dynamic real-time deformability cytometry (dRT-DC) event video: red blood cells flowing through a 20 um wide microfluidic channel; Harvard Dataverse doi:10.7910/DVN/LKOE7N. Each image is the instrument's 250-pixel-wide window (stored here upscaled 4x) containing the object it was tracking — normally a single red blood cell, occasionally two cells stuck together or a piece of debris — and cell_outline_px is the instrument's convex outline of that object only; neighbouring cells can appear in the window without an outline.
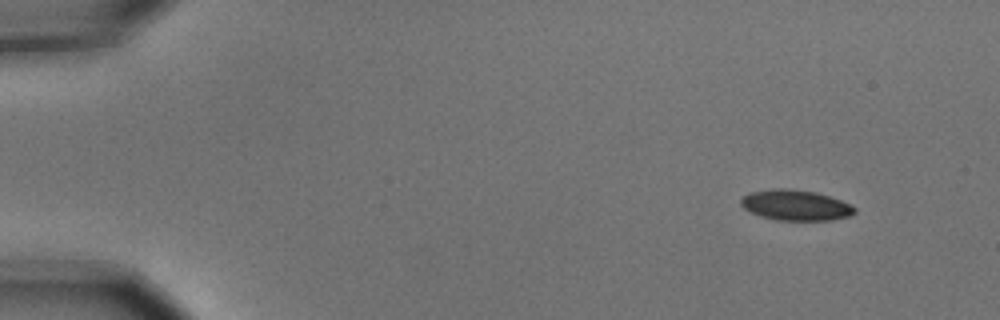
{"species": "common noctule bat (a hibernating species)", "species_latin": "Nyctalus noctula", "temperature_condition": "cold", "stored_images_in_passage": 6, "camera_frame_rate_fps": 3000, "um_per_image_px": 0.085, "animal": {"sex": "male", "body_mass_g": 15.6}, "frame": {"image": 1, "passage_image": 1, "time_ms": 0.0, "image_size_px": [1000, 320], "cell_outline_px": [[856, 212], [852, 216], [832, 220], [776, 220], [760, 216], [744, 208], [740, 204], [740, 200], [748, 192], [776, 188], [788, 188], [816, 192], [840, 200], [856, 208]], "centroid_in_image_um": [67.62, 17.44], "position_along_channel_um": 17.4, "area_um2": 20.29}}
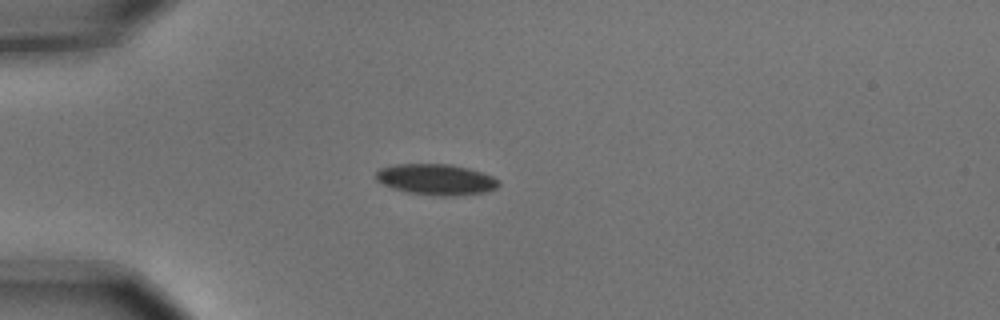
{"frame": {"image": 2, "passage_image": 4, "time_ms": 1.0, "image_size_px": [1000, 320], "cell_outline_px": [[500, 184], [496, 188], [484, 192], [456, 196], [440, 196], [408, 192], [392, 188], [376, 180], [376, 172], [380, 168], [396, 164], [452, 164], [468, 168], [492, 176]], "centroid_in_image_um": [37.05, 15.25], "position_along_channel_um": 47.9, "area_um2": 21.96}}
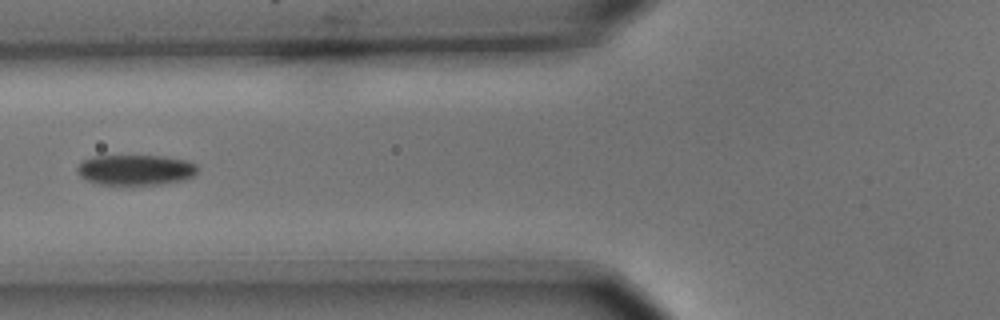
{"frame": {"image": 3, "passage_image": 6, "time_ms": 1.667, "image_size_px": [1000, 320], "cell_outline_px": [[196, 172], [192, 176], [180, 180], [160, 184], [100, 184], [88, 180], [80, 176], [76, 172], [76, 164], [92, 156], [164, 156], [184, 160], [196, 164]], "centroid_in_image_um": [11.45, 14.43], "position_along_channel_um": 114.3, "area_um2": 21.1}}